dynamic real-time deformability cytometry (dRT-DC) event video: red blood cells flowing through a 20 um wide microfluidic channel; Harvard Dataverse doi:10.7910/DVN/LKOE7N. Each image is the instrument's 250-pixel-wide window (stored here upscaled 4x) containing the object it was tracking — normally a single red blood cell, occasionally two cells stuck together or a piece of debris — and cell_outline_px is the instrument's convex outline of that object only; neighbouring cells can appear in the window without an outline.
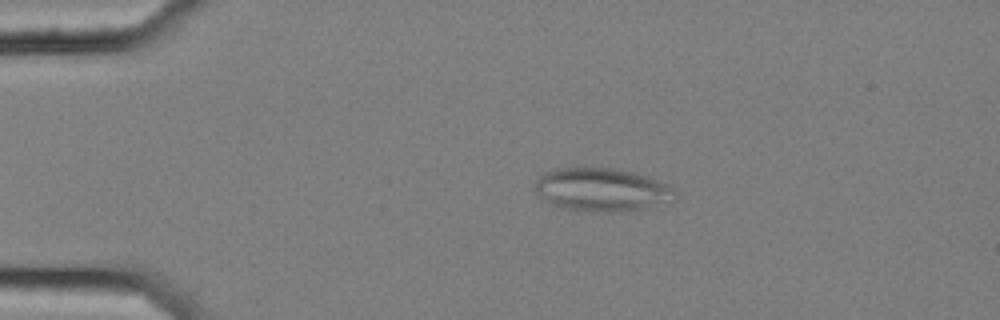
{"species": "common noctule bat (a hibernating species)", "species_latin": "Nyctalus noctula", "temperature_condition": "cold", "stored_images_in_passage": 57, "camera_frame_rate_fps": 3000, "um_per_image_px": 0.085, "animal": {"sex": "female", "body_mass_g": 25.1}, "frame": {"image": 1, "passage_image": 12, "time_ms": 3.667, "image_size_px": [1000, 320], "cell_outline_px": [[676, 200], [644, 208], [620, 212], [580, 212], [560, 208], [548, 204], [532, 188], [536, 180], [544, 172], [552, 168], [584, 164], [620, 168], [636, 172], [648, 176], [668, 184], [676, 188]], "centroid_in_image_um": [51.1, 16.08], "position_along_channel_um": 33.9, "area_um2": 37.34}}
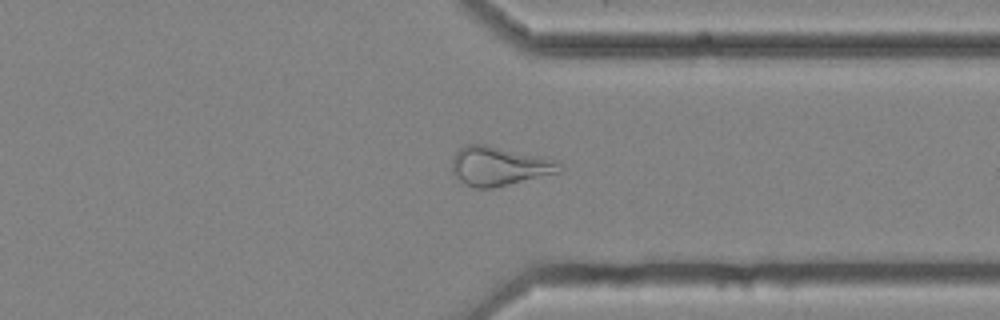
{"frame": {"image": 2, "passage_image": 44, "time_ms": 14.333, "image_size_px": [1000, 320], "cell_outline_px": [[564, 172], [492, 188], [472, 188], [460, 180], [452, 172], [452, 156], [460, 148], [468, 144], [484, 144], [544, 156], [560, 160], [564, 164]], "centroid_in_image_um": [42.52, 14.11], "position_along_channel_um": 368.9, "area_um2": 25.09}}
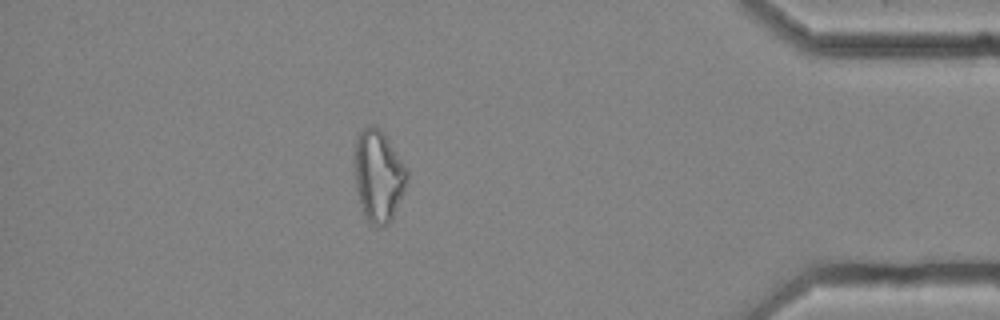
{"frame": {"image": 3, "passage_image": 50, "time_ms": 16.333, "image_size_px": [1000, 320], "cell_outline_px": [[408, 176], [404, 188], [392, 220], [388, 224], [380, 228], [372, 224], [364, 216], [360, 204], [356, 188], [356, 140], [360, 132], [364, 128], [372, 124], [380, 128], [384, 132], [408, 168]], "centroid_in_image_um": [32.19, 14.95], "position_along_channel_um": 403.0, "area_um2": 27.92}, "authors_computed_cell_mechanics": {"area_um2": 27.9174, "velocity_mm_per_s": 3.5952, "shape_relaxation_time_tau1_ms": null, "shape_relaxation_time_tau2_ms": 2.022, "deformation_change_tau1": null, "deformation_change_tau2": 0.1222}}